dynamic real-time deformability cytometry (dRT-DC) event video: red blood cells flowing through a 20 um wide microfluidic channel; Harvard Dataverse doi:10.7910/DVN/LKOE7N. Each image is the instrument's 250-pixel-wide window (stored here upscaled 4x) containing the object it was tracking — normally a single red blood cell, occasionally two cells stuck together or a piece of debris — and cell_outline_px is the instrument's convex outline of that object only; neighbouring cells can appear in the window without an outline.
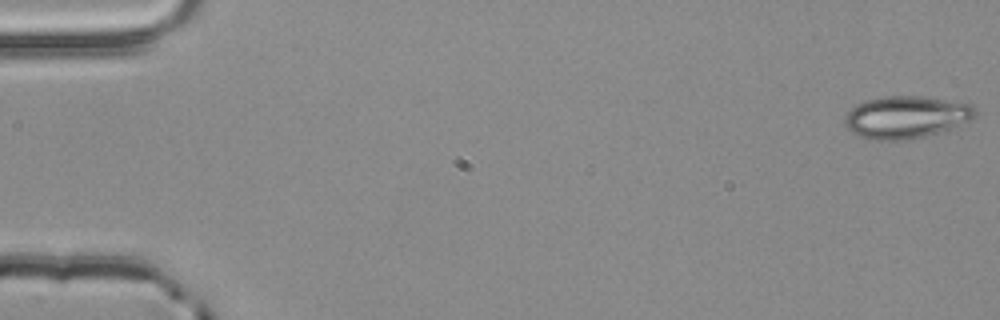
{"species": "common noctule bat (a hibernating species)", "species_latin": "Nyctalus noctula", "temperature_condition": "room temperature", "stored_images_in_passage": 17, "camera_frame_rate_fps": 3000, "um_per_image_px": 0.085, "animal": {"sex": "male", "body_mass_g": 20.4}, "frame": {"image": 1, "passage_image": 1, "time_ms": 0.0, "image_size_px": [1000, 320], "cell_outline_px": [[976, 112], [968, 120], [948, 128], [924, 136], [904, 140], [868, 140], [852, 132], [848, 128], [844, 120], [844, 116], [856, 104], [868, 100], [884, 96], [920, 96], [972, 104], [976, 108]], "centroid_in_image_um": [76.96, 9.95], "position_along_channel_um": 8.0, "area_um2": 31.62}}